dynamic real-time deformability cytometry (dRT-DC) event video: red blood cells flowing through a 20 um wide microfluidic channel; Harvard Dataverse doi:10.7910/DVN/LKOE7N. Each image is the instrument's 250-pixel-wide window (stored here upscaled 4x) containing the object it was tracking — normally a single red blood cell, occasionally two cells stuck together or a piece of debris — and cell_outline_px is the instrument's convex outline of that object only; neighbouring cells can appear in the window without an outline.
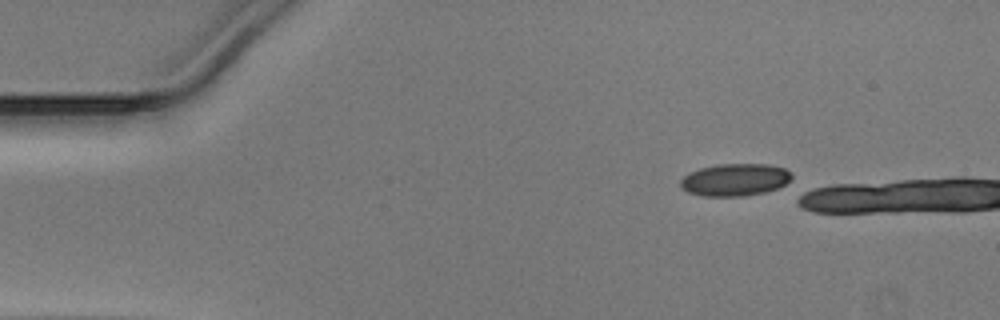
{"species": "Egyptian fruit bat (a non-hibernating species)", "species_latin": "Rousettus aegyptiacus", "temperature_condition": "warm", "stored_images_in_passage": 4, "camera_frame_rate_fps": 3000, "um_per_image_px": 0.085, "animal": {"sex": "male"}, "frame": {"image": 1, "passage_image": 1, "time_ms": 0.0, "image_size_px": [1000, 320], "cell_outline_px": [[792, 176], [784, 184], [776, 188], [764, 192], [744, 196], [704, 196], [688, 192], [680, 188], [680, 180], [684, 176], [700, 168], [720, 164], [768, 164], [784, 168]], "centroid_in_image_um": [62.43, 15.28], "position_along_channel_um": 22.6, "area_um2": 20.69}}